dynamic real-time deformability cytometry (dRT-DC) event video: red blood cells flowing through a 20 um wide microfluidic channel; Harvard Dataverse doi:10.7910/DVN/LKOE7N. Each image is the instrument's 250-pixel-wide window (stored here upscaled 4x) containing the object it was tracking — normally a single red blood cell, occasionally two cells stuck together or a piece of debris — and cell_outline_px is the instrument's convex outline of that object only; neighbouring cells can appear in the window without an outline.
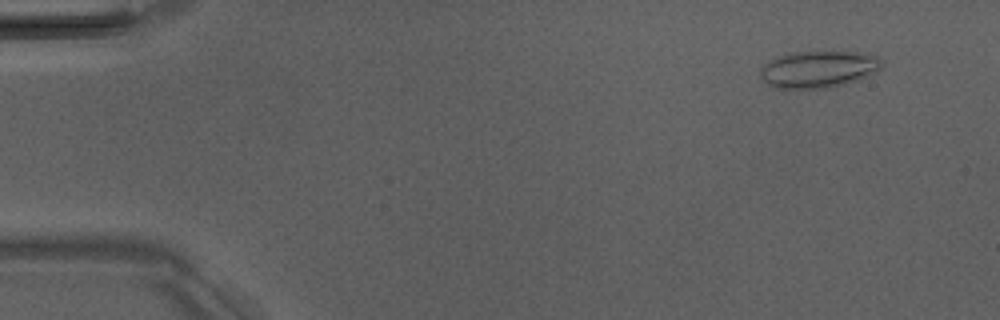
{"species": "Egyptian fruit bat (a non-hibernating species)", "species_latin": "Rousettus aegyptiacus", "temperature_condition": "room temperature", "stored_images_in_passage": 5, "camera_frame_rate_fps": 3000, "um_per_image_px": 0.085, "animal": {"sex": "male"}, "frame": {"image": 1, "passage_image": 1, "time_ms": 0.0, "image_size_px": [1000, 320], "cell_outline_px": [[880, 68], [876, 72], [856, 80], [832, 88], [784, 92], [772, 88], [760, 80], [760, 68], [768, 60], [788, 52], [868, 52], [880, 56]], "centroid_in_image_um": [69.46, 5.94], "position_along_channel_um": 15.5, "area_um2": 27.34}}